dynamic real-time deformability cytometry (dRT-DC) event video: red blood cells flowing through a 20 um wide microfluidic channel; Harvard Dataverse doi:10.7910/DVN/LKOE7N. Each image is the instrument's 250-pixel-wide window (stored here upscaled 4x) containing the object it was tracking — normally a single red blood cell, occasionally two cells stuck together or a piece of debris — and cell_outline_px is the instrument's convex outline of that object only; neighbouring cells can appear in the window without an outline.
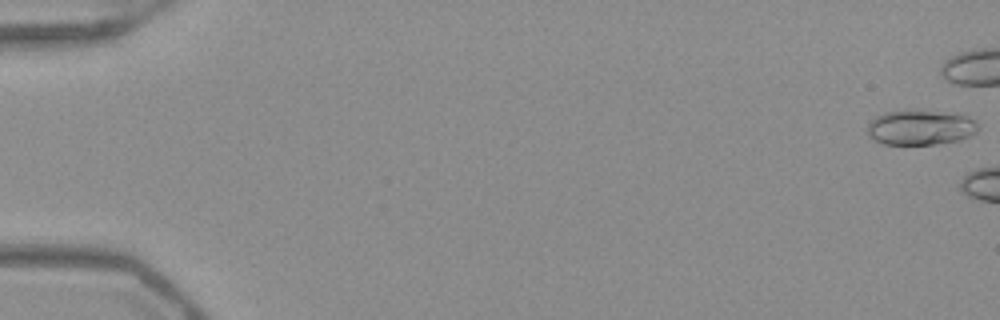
{"species": "Egyptian fruit bat (a non-hibernating species)", "species_latin": "Rousettus aegyptiacus", "temperature_condition": "warm", "stored_images_in_passage": 5, "camera_frame_rate_fps": 3000, "um_per_image_px": 0.085, "frame": {"image": 1, "passage_image": 1, "time_ms": 0.0, "image_size_px": [1000, 320], "cell_outline_px": [[980, 128], [972, 136], [960, 140], [936, 144], [884, 144], [872, 140], [868, 136], [868, 124], [876, 116], [884, 112], [912, 108], [964, 116], [976, 120]], "centroid_in_image_um": [78.22, 10.83], "position_along_channel_um": 6.8, "area_um2": 22.95}}